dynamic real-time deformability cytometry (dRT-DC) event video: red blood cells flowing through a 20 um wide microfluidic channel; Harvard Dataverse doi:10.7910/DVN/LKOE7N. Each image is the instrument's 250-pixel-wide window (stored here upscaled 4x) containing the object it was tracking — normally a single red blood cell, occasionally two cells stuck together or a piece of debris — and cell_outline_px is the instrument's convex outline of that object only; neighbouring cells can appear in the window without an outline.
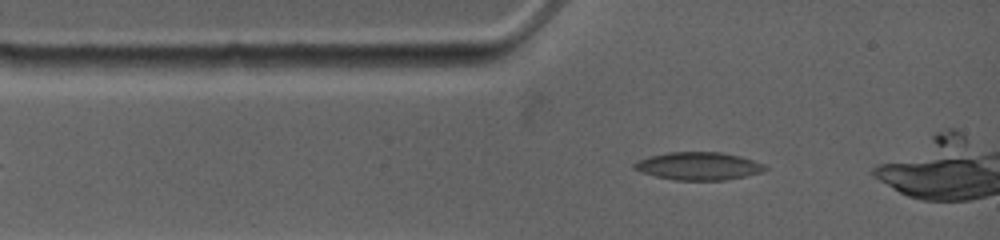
{"species": "common noctule bat (a hibernating species)", "species_latin": "Nyctalus noctula", "temperature_condition": "warm", "stored_images_in_passage": 6, "camera_frame_rate_fps": 4500, "um_per_image_px": 0.085, "animal": {"sex": "female", "body_mass_g": 19.0, "forearm_length_mm": 53.3}, "frame": {"image": 1, "passage_image": 2, "time_ms": 0.444, "image_size_px": [1000, 240], "cell_outline_px": [[768, 168], [760, 172], [744, 176], [724, 180], [676, 180], [656, 176], [632, 168], [632, 164], [636, 160], [648, 156], [668, 152], [720, 152], [740, 156], [764, 164]], "centroid_in_image_um": [59.33, 14.1], "position_along_channel_um": 25.7, "area_um2": 21.1}}
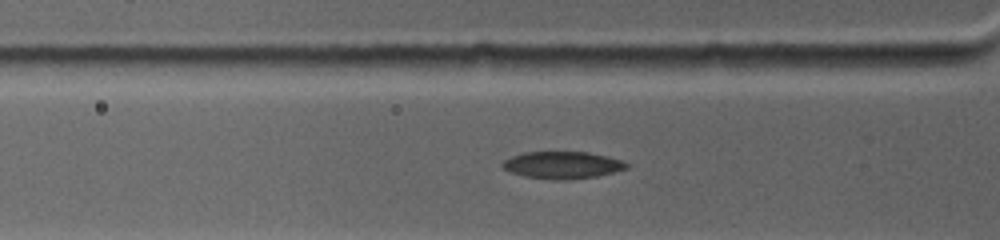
{"frame": {"image": 2, "passage_image": 5, "time_ms": 2.0, "image_size_px": [1000, 240], "cell_outline_px": [[628, 168], [616, 172], [596, 176], [564, 180], [556, 180], [524, 176], [508, 172], [500, 164], [504, 160], [512, 156], [524, 152], [588, 152], [608, 156], [620, 160], [628, 164]], "centroid_in_image_um": [47.79, 14.03], "position_along_channel_um": 78.0, "area_um2": 19.65}}